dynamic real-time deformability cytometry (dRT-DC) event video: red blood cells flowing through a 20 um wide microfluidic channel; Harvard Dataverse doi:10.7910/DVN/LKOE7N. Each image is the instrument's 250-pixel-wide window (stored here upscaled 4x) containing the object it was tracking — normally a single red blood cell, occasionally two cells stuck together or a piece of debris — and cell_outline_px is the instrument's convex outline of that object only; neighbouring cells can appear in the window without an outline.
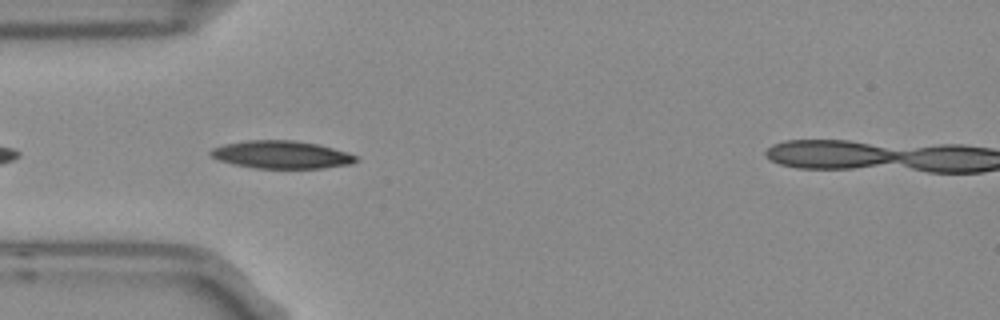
{"species": "Egyptian fruit bat (a non-hibernating species)", "species_latin": "Rousettus aegyptiacus", "temperature_condition": "room temperature", "stored_images_in_passage": 3, "camera_frame_rate_fps": 3000, "um_per_image_px": 0.085, "frame": {"image": 1, "passage_image": 3, "time_ms": 0.667, "image_size_px": [1000, 320], "cell_outline_px": [[360, 160], [352, 164], [324, 168], [256, 168], [236, 164], [220, 160], [212, 156], [208, 152], [212, 148], [224, 144], [248, 140], [292, 140], [316, 144], [348, 152], [356, 156]], "centroid_in_image_um": [23.96, 13.14], "position_along_channel_um": 61.0, "area_um2": 23.35}}